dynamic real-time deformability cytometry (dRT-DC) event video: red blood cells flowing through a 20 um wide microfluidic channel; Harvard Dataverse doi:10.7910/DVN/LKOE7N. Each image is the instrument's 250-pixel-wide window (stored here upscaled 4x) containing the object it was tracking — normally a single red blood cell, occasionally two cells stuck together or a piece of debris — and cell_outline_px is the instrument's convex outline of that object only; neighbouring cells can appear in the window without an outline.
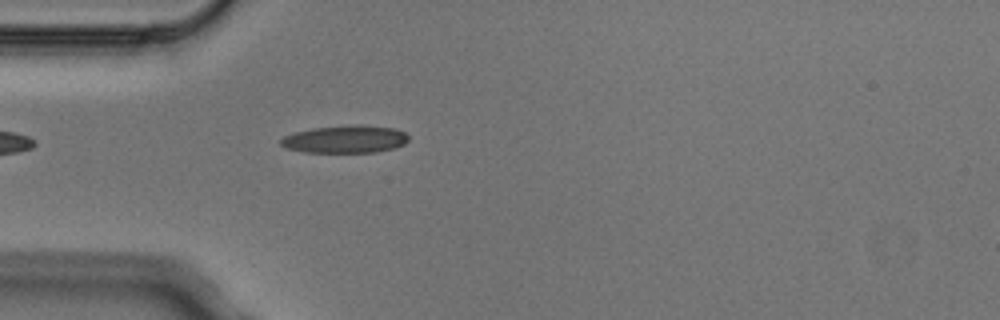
{"species": "Egyptian fruit bat (a non-hibernating species)", "species_latin": "Rousettus aegyptiacus", "temperature_condition": "cold", "stored_images_in_passage": 3, "camera_frame_rate_fps": 3000, "um_per_image_px": 0.085, "animal": {"sex": "male"}, "frame": {"image": 1, "passage_image": 3, "time_ms": 0.667, "image_size_px": [1000, 320], "cell_outline_px": [[408, 140], [404, 144], [396, 148], [376, 152], [304, 152], [288, 148], [280, 144], [280, 140], [284, 136], [296, 132], [312, 128], [352, 124], [356, 124], [396, 128], [404, 132], [408, 136]], "centroid_in_image_um": [29.38, 11.82], "position_along_channel_um": 55.6, "area_um2": 20.63}}